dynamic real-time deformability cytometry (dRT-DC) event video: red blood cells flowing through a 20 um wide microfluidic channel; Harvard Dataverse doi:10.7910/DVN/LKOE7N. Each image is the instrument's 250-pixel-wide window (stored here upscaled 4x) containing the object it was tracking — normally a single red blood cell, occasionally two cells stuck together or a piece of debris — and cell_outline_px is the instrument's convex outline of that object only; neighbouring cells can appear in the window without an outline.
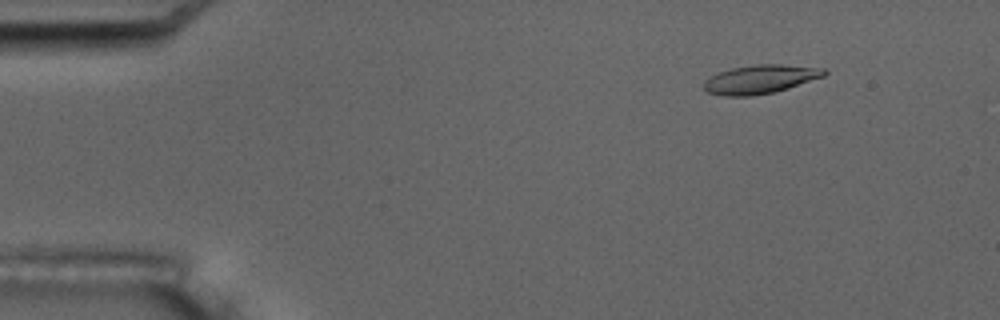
{"species": "common noctule bat (a hibernating species)", "species_latin": "Nyctalus noctula", "temperature_condition": "room temperature", "stored_images_in_passage": 5, "camera_frame_rate_fps": 3000, "um_per_image_px": 0.085, "animal": {"sex": "male", "body_mass_g": 17.5, "forearm_length_mm": 52.3}, "frame": {"image": 1, "passage_image": 2, "time_ms": 1.333, "image_size_px": [1000, 320], "cell_outline_px": [[828, 72], [824, 76], [788, 88], [772, 92], [752, 96], [724, 96], [708, 92], [704, 88], [704, 80], [720, 72], [732, 68], [756, 64], [784, 64], [824, 68]], "centroid_in_image_um": [64.64, 6.73], "position_along_channel_um": 20.4, "area_um2": 20.0}}